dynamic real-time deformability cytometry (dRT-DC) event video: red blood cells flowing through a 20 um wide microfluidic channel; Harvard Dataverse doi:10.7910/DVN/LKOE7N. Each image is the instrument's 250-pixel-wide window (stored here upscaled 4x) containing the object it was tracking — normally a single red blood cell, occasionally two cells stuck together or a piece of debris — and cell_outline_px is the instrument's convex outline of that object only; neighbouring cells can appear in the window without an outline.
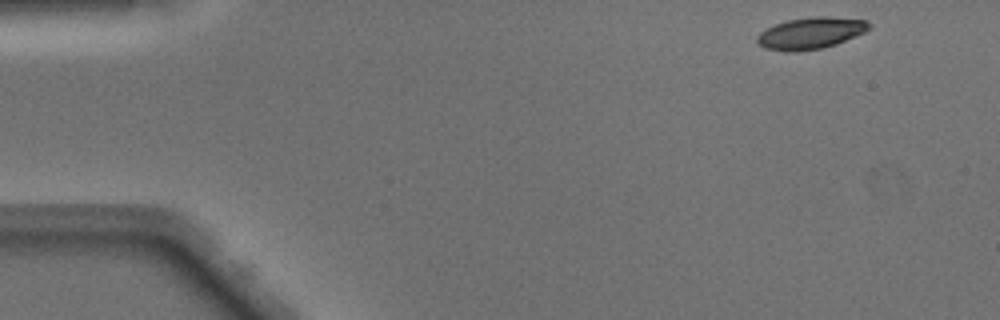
{"species": "Egyptian fruit bat (a non-hibernating species)", "species_latin": "Rousettus aegyptiacus", "temperature_condition": "warm", "stored_images_in_passage": 46, "camera_frame_rate_fps": 3000, "um_per_image_px": 0.085, "animal": {"sex": "male"}, "frame": {"image": 1, "passage_image": 1, "time_ms": 0.0, "image_size_px": [1000, 320], "cell_outline_px": [[872, 28], [856, 36], [836, 44], [820, 48], [796, 52], [788, 52], [764, 48], [756, 40], [756, 36], [760, 32], [776, 24], [788, 20], [812, 16], [828, 16], [868, 20], [872, 24]], "centroid_in_image_um": [68.94, 2.81], "position_along_channel_um": 16.1, "area_um2": 20.75}}
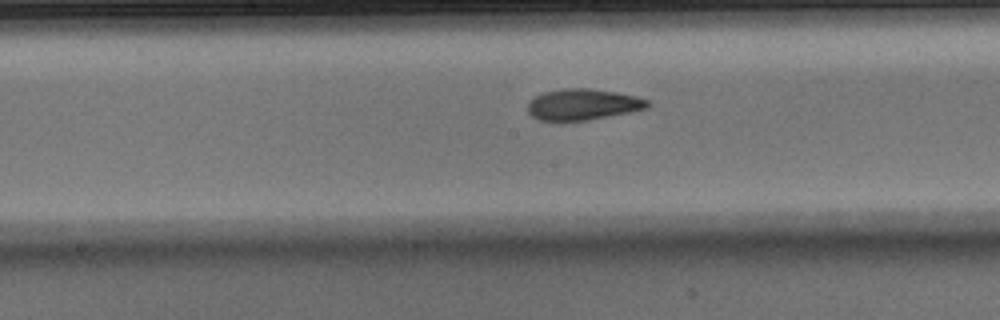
{"frame": {"image": 2, "passage_image": 22, "time_ms": 7.0, "image_size_px": [1000, 320], "cell_outline_px": [[648, 108], [588, 120], [540, 120], [532, 116], [528, 112], [528, 104], [536, 96], [544, 92], [564, 88], [588, 88], [616, 92], [636, 96], [648, 100]], "centroid_in_image_um": [49.54, 8.87], "position_along_channel_um": 198.7, "area_um2": 21.39}}
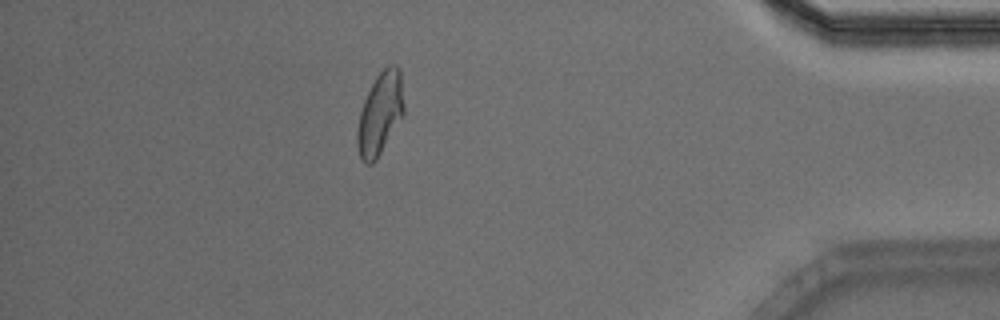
{"frame": {"image": 3, "passage_image": 40, "time_ms": 13.0, "image_size_px": [1000, 320], "cell_outline_px": [[404, 116], [376, 160], [372, 164], [368, 164], [360, 156], [356, 144], [356, 132], [360, 112], [364, 100], [376, 76], [388, 64], [396, 64], [400, 68], [404, 104]], "centroid_in_image_um": [32.32, 9.64], "position_along_channel_um": 402.9, "area_um2": 22.54}, "authors_computed_cell_mechanics": {"area_um2": 21.8195, "velocity_mm_per_s": 4.1039, "shape_relaxation_time_tau1_ms": 6.8532, "shape_relaxation_time_tau2_ms": 1.6545, "deformation_change_tau1": 0.2222, "deformation_change_tau2": 0.0732}}